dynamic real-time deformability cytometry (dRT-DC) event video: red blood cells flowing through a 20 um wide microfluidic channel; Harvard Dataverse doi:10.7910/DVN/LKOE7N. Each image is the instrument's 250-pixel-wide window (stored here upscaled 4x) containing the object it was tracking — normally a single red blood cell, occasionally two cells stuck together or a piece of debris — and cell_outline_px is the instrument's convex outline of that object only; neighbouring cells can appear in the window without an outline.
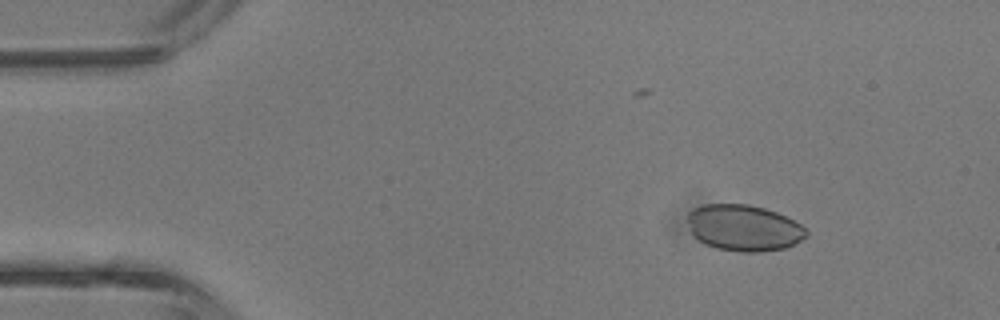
{"species": "common noctule bat (a hibernating species)", "species_latin": "Nyctalus noctula", "temperature_condition": "room temperature", "stored_images_in_passage": 3, "camera_frame_rate_fps": 3000, "um_per_image_px": 0.085, "animal": {"sex": "male", "body_mass_g": 13.3}, "frame": {"image": 1, "passage_image": 1, "time_ms": 0.0, "image_size_px": [1000, 320], "cell_outline_px": [[808, 236], [784, 248], [760, 252], [740, 252], [716, 248], [700, 240], [692, 232], [688, 220], [688, 212], [692, 208], [704, 204], [748, 204], [764, 208], [776, 212], [800, 224], [808, 232]], "centroid_in_image_um": [63.22, 19.36], "position_along_channel_um": 21.8, "area_um2": 31.67}}